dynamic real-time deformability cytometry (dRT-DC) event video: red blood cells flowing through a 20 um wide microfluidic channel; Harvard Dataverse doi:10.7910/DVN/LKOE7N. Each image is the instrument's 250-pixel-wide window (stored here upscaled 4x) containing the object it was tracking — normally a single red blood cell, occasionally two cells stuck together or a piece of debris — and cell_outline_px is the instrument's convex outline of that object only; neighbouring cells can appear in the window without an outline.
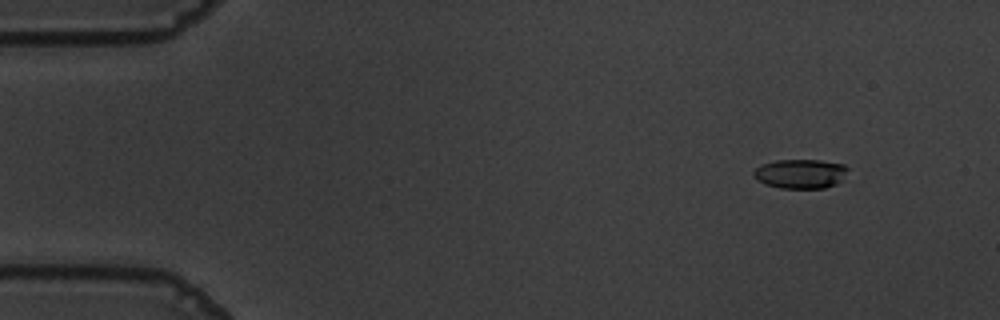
{"species": "common noctule bat (a hibernating species)", "species_latin": "Nyctalus noctula", "temperature_condition": "warm", "stored_images_in_passage": 18, "camera_frame_rate_fps": 3000, "um_per_image_px": 0.085, "animal": {"sex": "male", "body_mass_g": 19.5, "forearm_length_mm": 54.6}, "frame": {"image": 1, "passage_image": 6, "time_ms": 1.667, "image_size_px": [1000, 320], "cell_outline_px": [[848, 168], [844, 180], [836, 184], [824, 188], [780, 188], [764, 184], [756, 180], [752, 176], [752, 172], [760, 164], [776, 160], [820, 160], [844, 164]], "centroid_in_image_um": [68.02, 14.77], "position_along_channel_um": 17.0, "area_um2": 16.42}}